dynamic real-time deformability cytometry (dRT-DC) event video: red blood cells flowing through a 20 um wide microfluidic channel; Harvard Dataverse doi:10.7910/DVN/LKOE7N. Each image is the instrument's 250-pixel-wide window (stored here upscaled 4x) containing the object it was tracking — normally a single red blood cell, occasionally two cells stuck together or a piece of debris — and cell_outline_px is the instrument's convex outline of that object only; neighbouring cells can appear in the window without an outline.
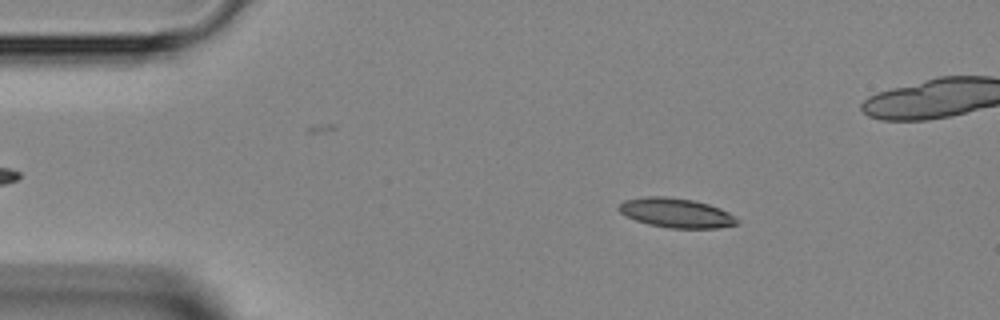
{"species": "Egyptian fruit bat (a non-hibernating species)", "species_latin": "Rousettus aegyptiacus", "temperature_condition": "room temperature", "stored_images_in_passage": 46, "camera_frame_rate_fps": 3000, "um_per_image_px": 0.085, "animal": {"sex": "female"}, "frame": {"image": 1, "passage_image": 7, "time_ms": 2.0, "image_size_px": [1000, 320], "cell_outline_px": [[740, 224], [716, 228], [668, 228], [648, 224], [636, 220], [620, 212], [616, 208], [624, 200], [644, 196], [664, 196], [692, 200], [708, 204], [720, 208], [728, 212], [740, 220]], "centroid_in_image_um": [57.48, 18.1], "position_along_channel_um": 27.5, "area_um2": 20.35}}
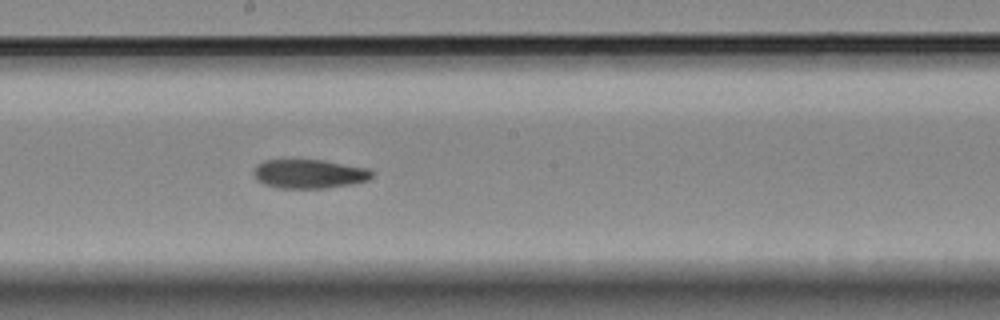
{"frame": {"image": 2, "passage_image": 24, "time_ms": 7.667, "image_size_px": [1000, 320], "cell_outline_px": [[376, 172], [368, 180], [352, 184], [328, 188], [276, 188], [264, 184], [256, 180], [252, 172], [264, 160], [324, 160], [368, 168]], "centroid_in_image_um": [26.31, 14.78], "position_along_channel_um": 221.9, "area_um2": 20.11}}
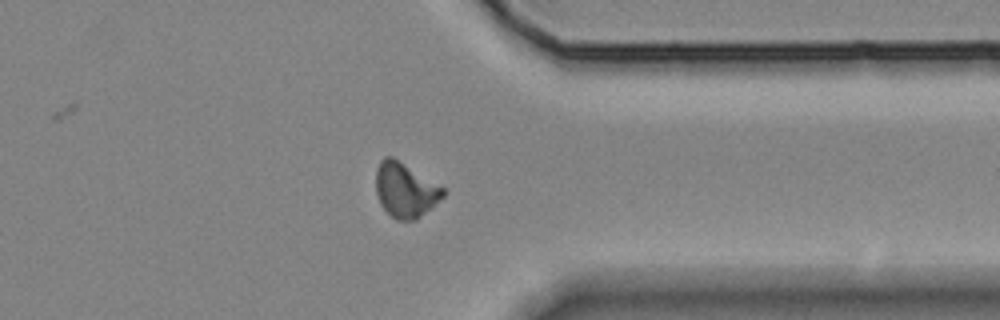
{"frame": {"image": 3, "passage_image": 35, "time_ms": 11.333, "image_size_px": [1000, 320], "cell_outline_px": [[448, 192], [444, 196], [416, 220], [396, 220], [380, 204], [376, 192], [376, 168], [380, 160], [384, 156], [392, 156], [444, 188]], "centroid_in_image_um": [34.44, 16.14], "position_along_channel_um": 377.0, "area_um2": 21.27}}